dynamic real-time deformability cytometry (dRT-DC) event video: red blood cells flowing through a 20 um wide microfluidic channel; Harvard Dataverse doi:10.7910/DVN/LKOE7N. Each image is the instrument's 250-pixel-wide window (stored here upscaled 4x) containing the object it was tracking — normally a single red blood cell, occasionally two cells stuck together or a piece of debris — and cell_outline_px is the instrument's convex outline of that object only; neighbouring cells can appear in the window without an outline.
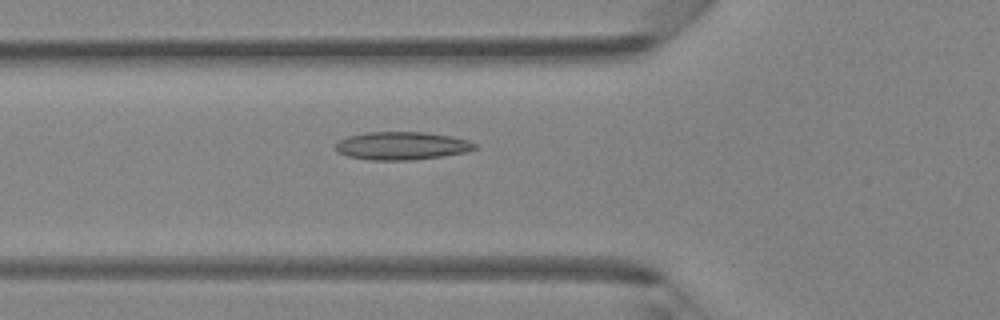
{"species": "Egyptian fruit bat (a non-hibernating species)", "species_latin": "Rousettus aegyptiacus", "temperature_condition": "room temperature", "stored_images_in_passage": 47, "camera_frame_rate_fps": 3000, "um_per_image_px": 0.085, "animal": {"sex": "female"}, "frame": {"image": 1, "passage_image": 17, "time_ms": 5.333, "image_size_px": [1000, 320], "cell_outline_px": [[476, 148], [464, 152], [444, 156], [412, 160], [368, 160], [348, 156], [340, 152], [336, 148], [336, 144], [340, 140], [348, 136], [368, 132], [424, 132], [452, 136], [468, 140], [476, 144]], "centroid_in_image_um": [34.17, 12.39], "position_along_channel_um": 91.6, "area_um2": 22.6}}
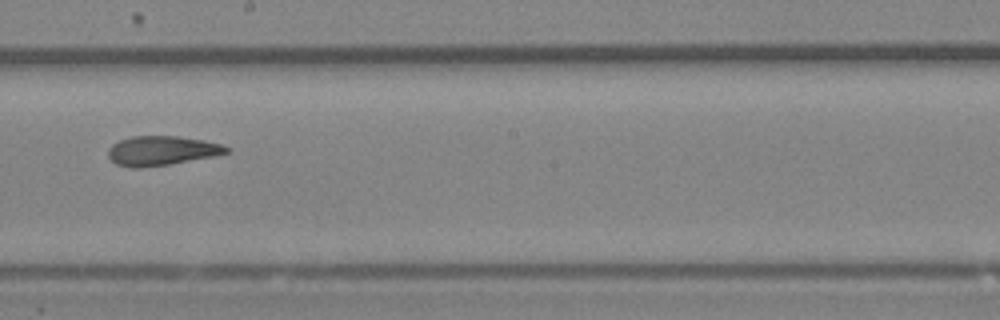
{"frame": {"image": 2, "passage_image": 27, "time_ms": 8.667, "image_size_px": [1000, 320], "cell_outline_px": [[232, 152], [212, 156], [168, 164], [140, 168], [128, 168], [116, 164], [108, 156], [108, 148], [112, 144], [120, 140], [132, 136], [176, 136], [204, 140], [220, 144], [232, 148]], "centroid_in_image_um": [13.74, 12.81], "position_along_channel_um": 234.5, "area_um2": 20.29}}
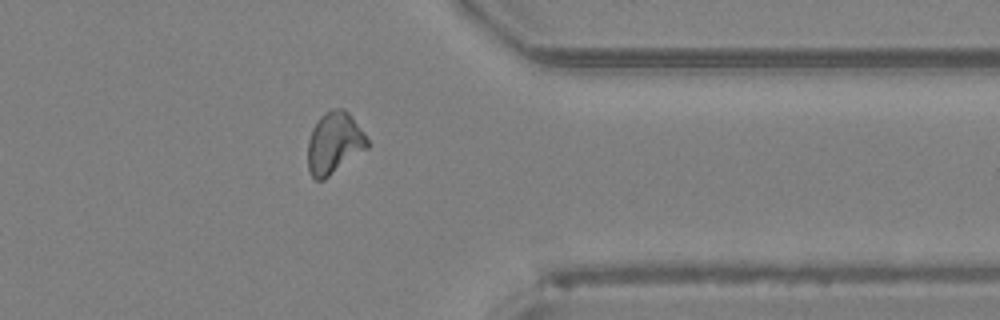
{"frame": {"image": 3, "passage_image": 38, "time_ms": 12.333, "image_size_px": [1000, 320], "cell_outline_px": [[368, 148], [324, 180], [316, 180], [312, 176], [308, 168], [308, 140], [312, 128], [320, 116], [324, 112], [332, 108], [344, 108], [352, 116], [364, 132], [368, 140]], "centroid_in_image_um": [28.41, 12.14], "position_along_channel_um": 383.0, "area_um2": 21.56}, "authors_computed_cell_mechanics": {"area_um2": 21.2704, "velocity_mm_per_s": 4.2896, "shape_relaxation_time_tau1_ms": null, "shape_relaxation_time_tau2_ms": 2.6972, "deformation_change_tau1": null, "deformation_change_tau2": 0.0952}}